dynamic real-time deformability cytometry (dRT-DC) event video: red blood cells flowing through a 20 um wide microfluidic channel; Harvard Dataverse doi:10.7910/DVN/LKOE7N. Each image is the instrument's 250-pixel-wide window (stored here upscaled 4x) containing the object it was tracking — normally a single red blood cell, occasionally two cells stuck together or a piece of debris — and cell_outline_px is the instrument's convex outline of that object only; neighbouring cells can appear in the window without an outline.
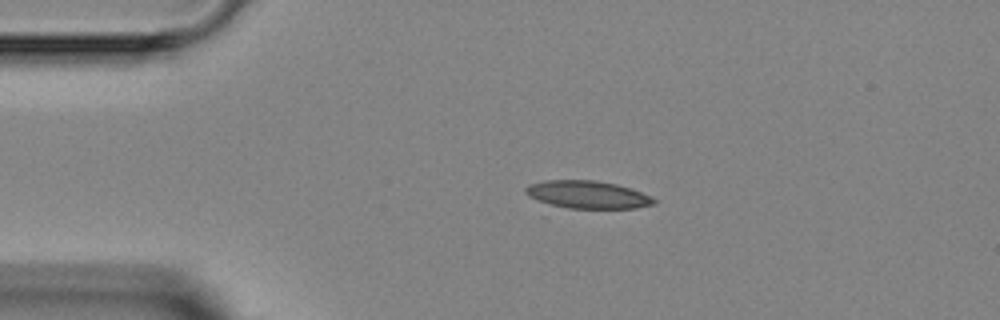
{"species": "Egyptian fruit bat (a non-hibernating species)", "species_latin": "Rousettus aegyptiacus", "temperature_condition": "room temperature", "stored_images_in_passage": 3, "camera_frame_rate_fps": 3000, "um_per_image_px": 0.085, "animal": {"sex": "female"}, "frame": {"image": 1, "passage_image": 1, "time_ms": 0.0, "image_size_px": [1000, 320], "cell_outline_px": [[656, 204], [636, 208], [568, 208], [552, 204], [528, 196], [524, 192], [524, 188], [528, 184], [544, 180], [596, 180], [616, 184], [632, 188], [652, 196], [656, 200]], "centroid_in_image_um": [49.98, 16.53], "position_along_channel_um": 35.0, "area_um2": 20.75}}